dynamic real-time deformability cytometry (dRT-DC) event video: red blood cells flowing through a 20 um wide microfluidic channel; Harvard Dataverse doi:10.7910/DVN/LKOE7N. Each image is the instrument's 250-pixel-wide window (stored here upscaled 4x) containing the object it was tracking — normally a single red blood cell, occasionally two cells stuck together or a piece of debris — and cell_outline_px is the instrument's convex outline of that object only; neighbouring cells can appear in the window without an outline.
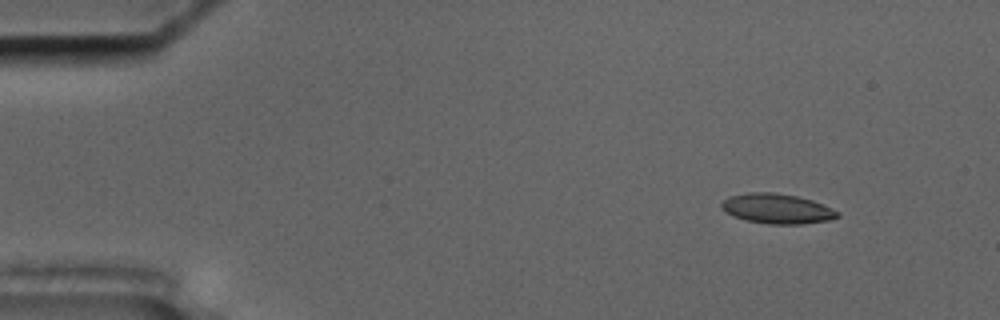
{"species": "common noctule bat (a hibernating species)", "species_latin": "Nyctalus noctula", "temperature_condition": "cold", "stored_images_in_passage": 57, "camera_frame_rate_fps": 3000, "um_per_image_px": 0.085, "animal": {"sex": "male", "body_mass_g": 17.5, "forearm_length_mm": 52.3}, "frame": {"image": 1, "passage_image": 6, "time_ms": 1.667, "image_size_px": [1000, 320], "cell_outline_px": [[840, 216], [828, 220], [804, 224], [768, 224], [744, 220], [732, 216], [720, 208], [720, 204], [728, 196], [748, 192], [772, 192], [796, 196], [812, 200], [840, 212]], "centroid_in_image_um": [66.01, 17.74], "position_along_channel_um": 19.0, "area_um2": 20.35}}
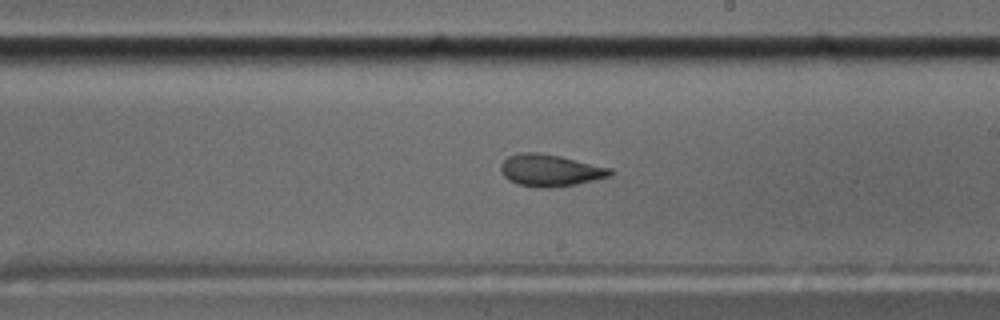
{"frame": {"image": 2, "passage_image": 33, "time_ms": 10.667, "image_size_px": [1000, 320], "cell_outline_px": [[612, 176], [576, 184], [552, 188], [540, 188], [516, 184], [508, 180], [504, 176], [500, 168], [500, 164], [508, 156], [520, 152], [536, 152], [560, 156], [612, 168]], "centroid_in_image_um": [46.75, 14.48], "position_along_channel_um": 242.2, "area_um2": 20.52}}
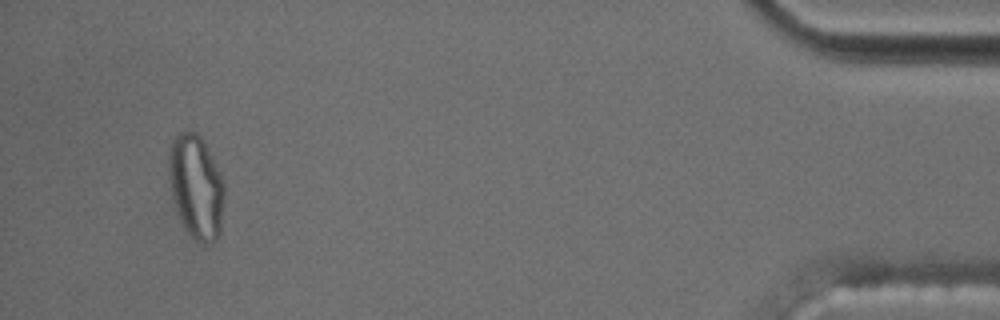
{"frame": {"image": 3, "passage_image": 54, "time_ms": 17.667, "image_size_px": [1000, 320], "cell_outline_px": [[224, 196], [220, 232], [216, 240], [204, 244], [196, 240], [184, 228], [176, 212], [172, 200], [168, 180], [168, 152], [172, 140], [184, 128], [196, 132], [200, 136], [220, 172], [224, 180]], "centroid_in_image_um": [16.63, 15.85], "position_along_channel_um": 418.6, "area_um2": 34.1}, "authors_computed_cell_mechanics": {"area_um2": 20.23, "velocity_mm_per_s": 3.5315, "shape_relaxation_time_tau1_ms": null, "shape_relaxation_time_tau2_ms": 1.5425, "deformation_change_tau1": null, "deformation_change_tau2": 0.073}}